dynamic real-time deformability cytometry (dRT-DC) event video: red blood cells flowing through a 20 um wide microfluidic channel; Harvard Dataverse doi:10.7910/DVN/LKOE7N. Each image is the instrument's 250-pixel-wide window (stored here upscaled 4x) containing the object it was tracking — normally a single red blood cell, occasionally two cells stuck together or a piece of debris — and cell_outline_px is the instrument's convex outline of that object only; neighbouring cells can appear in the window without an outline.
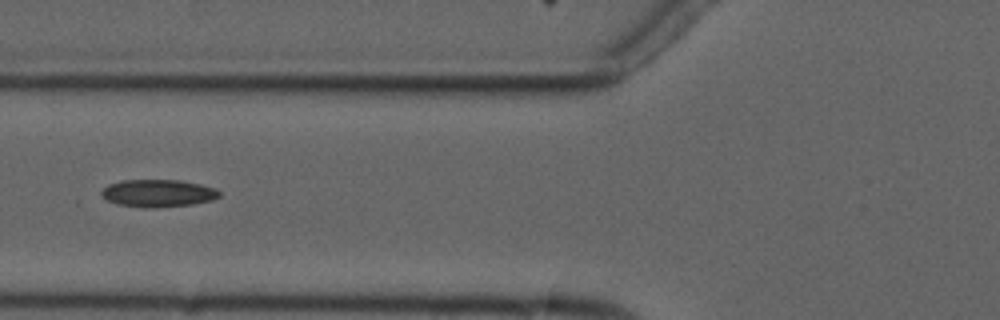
{"species": "common noctule bat (a hibernating species)", "species_latin": "Nyctalus noctula", "temperature_condition": "cold", "stored_images_in_passage": 6, "camera_frame_rate_fps": 3000, "um_per_image_px": 0.085, "animal": {"sex": "male", "forearm_length_mm": 52.5}, "frame": {"image": 1, "passage_image": 6, "time_ms": 5.667, "image_size_px": [1000, 320], "cell_outline_px": [[220, 196], [212, 200], [192, 204], [156, 208], [140, 208], [120, 204], [108, 200], [100, 192], [108, 184], [120, 180], [180, 180], [200, 184], [216, 188], [220, 192]], "centroid_in_image_um": [13.45, 16.42], "position_along_channel_um": 112.3, "area_um2": 18.9}}